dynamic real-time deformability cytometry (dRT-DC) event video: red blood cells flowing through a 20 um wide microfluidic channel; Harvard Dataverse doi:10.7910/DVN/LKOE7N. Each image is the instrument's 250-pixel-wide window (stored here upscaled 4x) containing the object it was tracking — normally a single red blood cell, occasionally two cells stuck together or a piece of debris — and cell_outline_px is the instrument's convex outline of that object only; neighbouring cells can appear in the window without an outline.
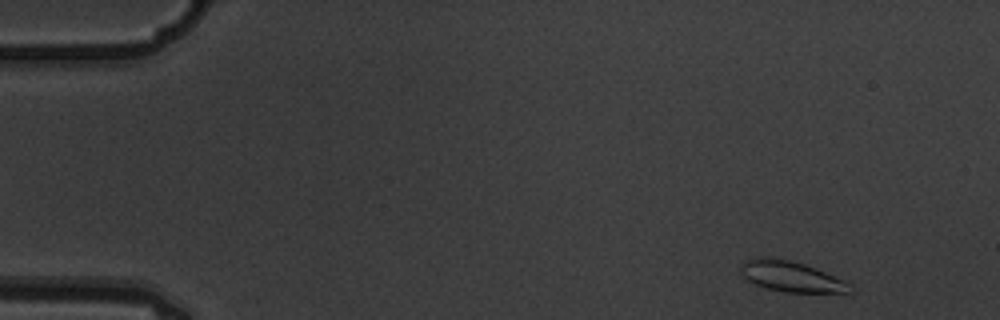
{"species": "common noctule bat (a hibernating species)", "species_latin": "Nyctalus noctula", "temperature_condition": "warm", "stored_images_in_passage": 5, "camera_frame_rate_fps": 3000, "um_per_image_px": 0.085, "animal": {"sex": "male", "body_mass_g": 19.5, "forearm_length_mm": 54.6}, "frame": {"image": 1, "passage_image": 1, "time_ms": 0.0, "image_size_px": [1000, 320], "cell_outline_px": [[856, 288], [852, 292], [788, 292], [764, 288], [748, 280], [740, 272], [740, 268], [744, 260], [764, 256], [768, 256], [788, 260], [804, 264], [816, 268], [844, 280], [852, 284]], "centroid_in_image_um": [67.27, 23.5], "position_along_channel_um": 17.7, "area_um2": 19.54}}
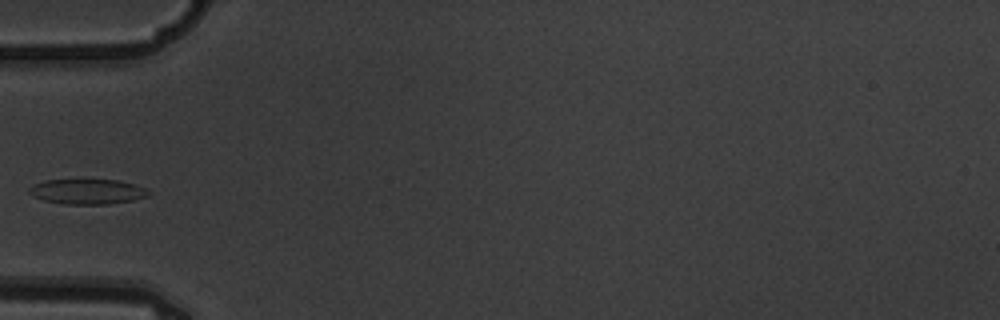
{"frame": {"image": 2, "passage_image": 5, "time_ms": 1.333, "image_size_px": [1000, 320], "cell_outline_px": [[148, 196], [132, 200], [108, 204], [64, 204], [44, 200], [32, 196], [28, 192], [28, 188], [44, 180], [116, 180], [132, 184], [144, 188], [148, 192]], "centroid_in_image_um": [7.37, 16.29], "position_along_channel_um": 77.6, "area_um2": 17.17}}